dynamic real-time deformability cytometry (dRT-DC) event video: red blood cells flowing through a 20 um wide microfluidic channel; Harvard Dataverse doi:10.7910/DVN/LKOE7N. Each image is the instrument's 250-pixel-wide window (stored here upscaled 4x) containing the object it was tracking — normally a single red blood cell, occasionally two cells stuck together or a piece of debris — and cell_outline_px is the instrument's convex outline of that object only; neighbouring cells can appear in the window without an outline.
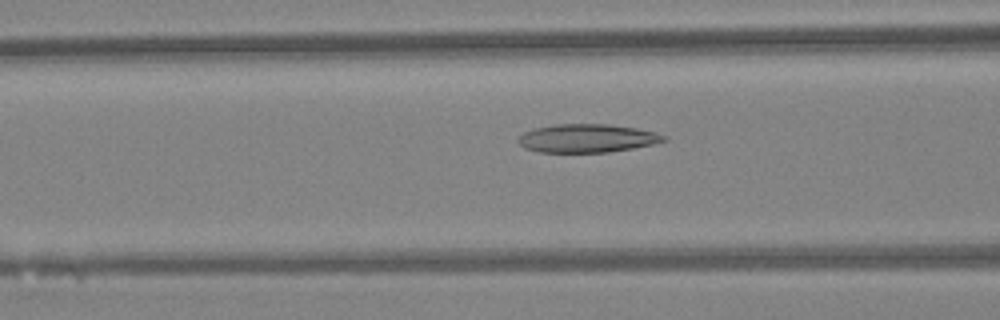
{"species": "Egyptian fruit bat (a non-hibernating species)", "species_latin": "Rousettus aegyptiacus", "temperature_condition": "warm", "stored_images_in_passage": 47, "camera_frame_rate_fps": 3000, "um_per_image_px": 0.085, "animal": {"sex": "female"}, "frame": {"image": 1, "passage_image": 19, "time_ms": 6.0, "image_size_px": [1000, 320], "cell_outline_px": [[668, 140], [652, 144], [632, 148], [608, 152], [540, 152], [524, 148], [516, 140], [524, 132], [536, 128], [556, 124], [608, 124], [636, 128], [656, 132], [668, 136]], "centroid_in_image_um": [49.92, 11.75], "position_along_channel_um": 116.7, "area_um2": 24.04}}
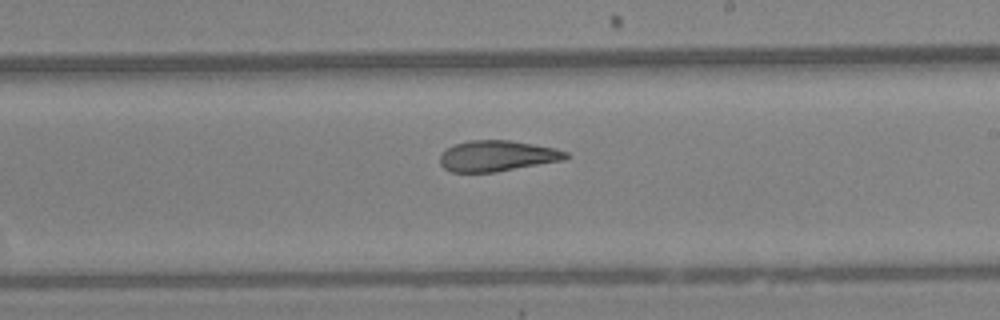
{"frame": {"image": 2, "passage_image": 28, "time_ms": 9.0, "image_size_px": [1000, 320], "cell_outline_px": [[568, 156], [564, 160], [496, 172], [452, 172], [444, 168], [440, 164], [440, 156], [448, 148], [456, 144], [468, 140], [508, 140], [556, 148], [568, 152]], "centroid_in_image_um": [42.27, 13.26], "position_along_channel_um": 246.7, "area_um2": 22.48}}
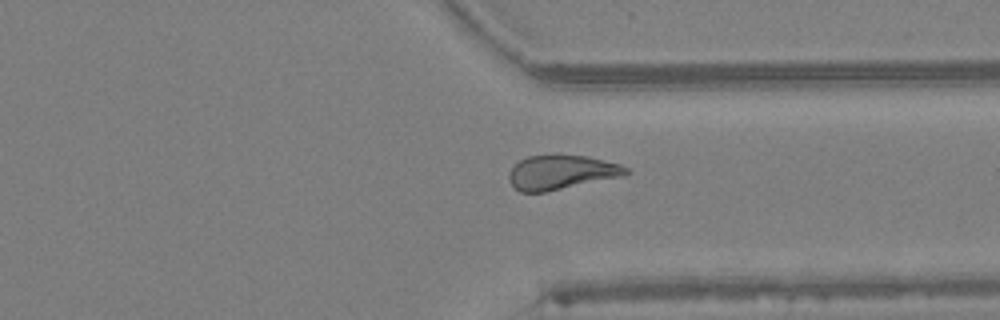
{"frame": {"image": 3, "passage_image": 36, "time_ms": 11.667, "image_size_px": [1000, 320], "cell_outline_px": [[632, 172], [628, 176], [544, 192], [520, 192], [508, 180], [508, 172], [520, 160], [528, 156], [588, 156], [620, 164], [628, 168]], "centroid_in_image_um": [47.78, 14.66], "position_along_channel_um": 363.6, "area_um2": 23.47}, "authors_computed_cell_mechanics": {"area_um2": 24.4494, "velocity_mm_per_s": 4.3595, "shape_relaxation_time_tau1_ms": null, "shape_relaxation_time_tau2_ms": 2.7957, "deformation_change_tau1": null, "deformation_change_tau2": 0.1146}}